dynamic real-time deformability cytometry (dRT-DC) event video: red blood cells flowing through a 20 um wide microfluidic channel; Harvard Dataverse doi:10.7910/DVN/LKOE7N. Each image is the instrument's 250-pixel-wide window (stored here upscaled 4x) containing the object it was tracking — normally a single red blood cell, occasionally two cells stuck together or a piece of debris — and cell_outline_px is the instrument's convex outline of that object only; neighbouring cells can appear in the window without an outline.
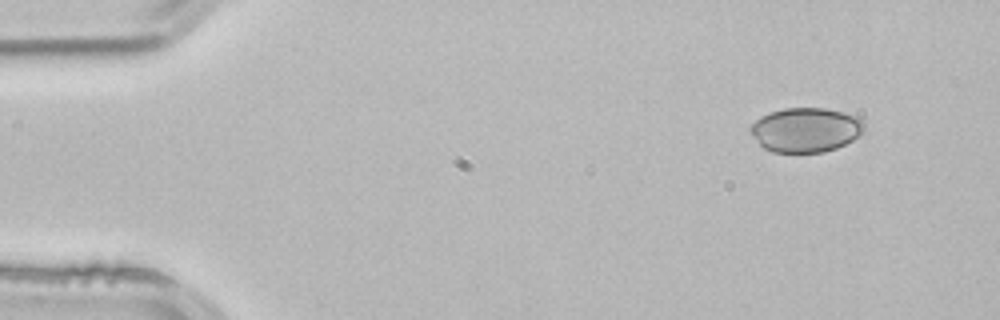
{"species": "common noctule bat (a hibernating species)", "species_latin": "Nyctalus noctula", "temperature_condition": "room temperature", "stored_images_in_passage": 2, "camera_frame_rate_fps": 3000, "um_per_image_px": 0.085, "animal": {"sex": "male", "body_mass_g": 21.5, "forearm_length_mm": 52.0}, "frame": {"image": 1, "passage_image": 1, "time_ms": 0.0, "image_size_px": [1000, 320], "cell_outline_px": [[864, 132], [860, 136], [836, 148], [824, 152], [772, 152], [764, 148], [760, 144], [748, 128], [756, 120], [772, 112], [784, 108], [824, 108], [860, 116], [864, 124]], "centroid_in_image_um": [68.53, 11.04], "position_along_channel_um": 16.5, "area_um2": 29.36}}